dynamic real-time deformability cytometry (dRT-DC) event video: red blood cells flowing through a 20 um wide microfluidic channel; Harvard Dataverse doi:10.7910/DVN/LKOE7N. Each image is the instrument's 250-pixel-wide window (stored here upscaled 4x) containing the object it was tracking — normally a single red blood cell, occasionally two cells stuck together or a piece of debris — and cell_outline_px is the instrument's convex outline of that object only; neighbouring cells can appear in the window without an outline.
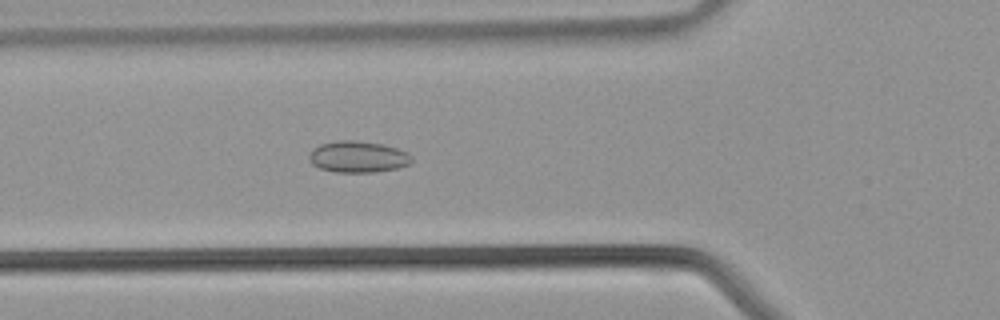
{"species": "common noctule bat (a hibernating species)", "species_latin": "Nyctalus noctula", "temperature_condition": "warm", "stored_images_in_passage": 35, "camera_frame_rate_fps": 3000, "um_per_image_px": 0.085, "animal": {"sex": "male", "body_mass_g": 21.5, "forearm_length_mm": 52.0}, "frame": {"image": 1, "passage_image": 7, "time_ms": 2.0, "image_size_px": [1000, 320], "cell_outline_px": [[412, 160], [408, 164], [396, 168], [372, 172], [336, 172], [320, 168], [312, 164], [308, 160], [308, 156], [312, 148], [320, 144], [340, 140], [356, 140], [384, 144], [408, 152], [412, 156]], "centroid_in_image_um": [30.4, 13.31], "position_along_channel_um": 95.4, "area_um2": 18.84}}
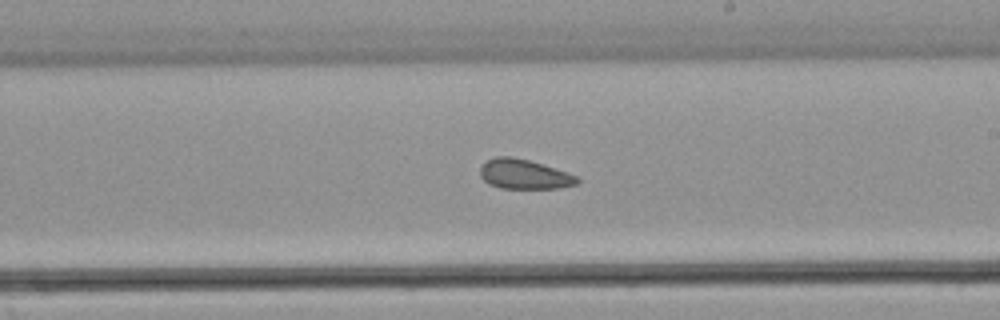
{"frame": {"image": 2, "passage_image": 16, "time_ms": 5.0, "image_size_px": [1000, 320], "cell_outline_px": [[580, 180], [576, 184], [556, 188], [500, 188], [488, 184], [480, 176], [480, 168], [488, 160], [496, 156], [512, 156], [528, 160], [568, 172], [580, 176]], "centroid_in_image_um": [44.56, 14.81], "position_along_channel_um": 244.4, "area_um2": 16.76}}
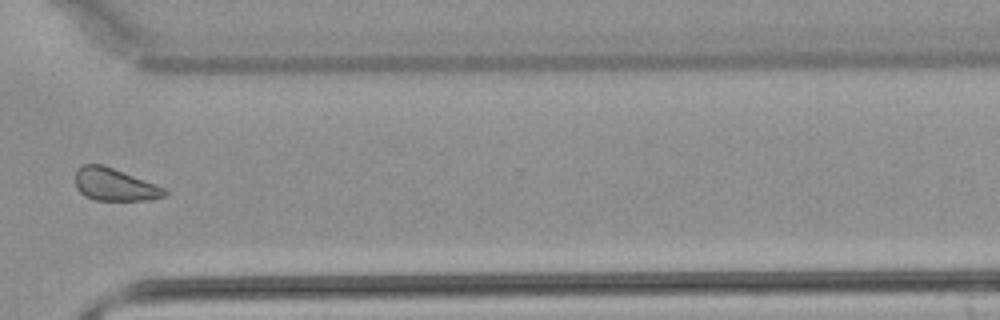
{"frame": {"image": 3, "passage_image": 23, "time_ms": 7.333, "image_size_px": [1000, 320], "cell_outline_px": [[168, 196], [148, 200], [96, 200], [84, 196], [76, 188], [76, 168], [84, 164], [104, 164], [164, 188], [168, 192]], "centroid_in_image_um": [9.73, 15.69], "position_along_channel_um": 360.9, "area_um2": 16.94}}